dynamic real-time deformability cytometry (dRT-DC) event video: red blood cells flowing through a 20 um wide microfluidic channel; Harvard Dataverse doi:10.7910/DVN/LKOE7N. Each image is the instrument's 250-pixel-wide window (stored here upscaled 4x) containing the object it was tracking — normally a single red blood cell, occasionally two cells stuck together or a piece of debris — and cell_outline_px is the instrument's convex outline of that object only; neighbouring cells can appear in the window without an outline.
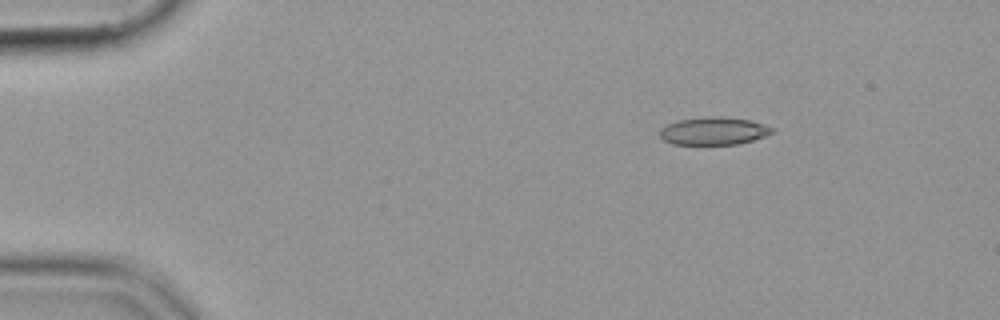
{"species": "common noctule bat (a hibernating species)", "species_latin": "Nyctalus noctula", "temperature_condition": "cold", "stored_images_in_passage": 47, "camera_frame_rate_fps": 3000, "um_per_image_px": 0.085, "animal": {"sex": "female", "body_mass_g": 19.9}, "frame": {"image": 1, "passage_image": 1, "time_ms": 0.0, "image_size_px": [1000, 320], "cell_outline_px": [[776, 132], [752, 140], [736, 144], [672, 144], [664, 140], [660, 136], [660, 128], [668, 124], [680, 120], [704, 116], [720, 116], [752, 120], [776, 128]], "centroid_in_image_um": [60.7, 11.12], "position_along_channel_um": 24.3, "area_um2": 18.26}}
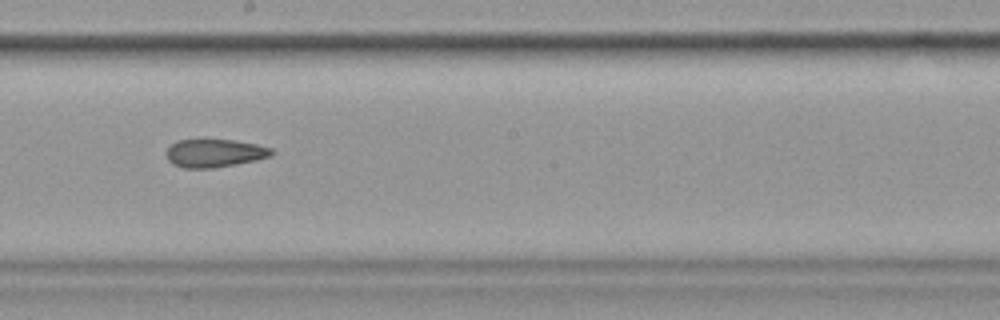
{"frame": {"image": 2, "passage_image": 24, "time_ms": 7.667, "image_size_px": [1000, 320], "cell_outline_px": [[276, 152], [272, 156], [256, 160], [236, 164], [212, 168], [184, 168], [172, 164], [168, 160], [164, 152], [176, 140], [232, 140], [256, 144], [272, 148]], "centroid_in_image_um": [18.24, 13.02], "position_along_channel_um": 230.0, "area_um2": 17.34}}
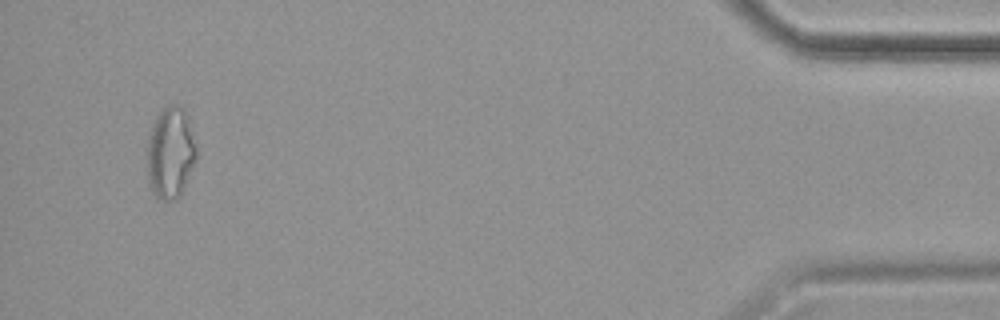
{"frame": {"image": 3, "passage_image": 45, "time_ms": 14.667, "image_size_px": [1000, 320], "cell_outline_px": [[196, 160], [184, 188], [180, 196], [172, 200], [164, 200], [156, 196], [152, 192], [148, 184], [144, 152], [148, 136], [152, 124], [156, 116], [168, 104], [180, 104], [184, 108], [188, 116], [196, 148]], "centroid_in_image_um": [14.44, 12.97], "position_along_channel_um": 420.8, "area_um2": 27.11}}